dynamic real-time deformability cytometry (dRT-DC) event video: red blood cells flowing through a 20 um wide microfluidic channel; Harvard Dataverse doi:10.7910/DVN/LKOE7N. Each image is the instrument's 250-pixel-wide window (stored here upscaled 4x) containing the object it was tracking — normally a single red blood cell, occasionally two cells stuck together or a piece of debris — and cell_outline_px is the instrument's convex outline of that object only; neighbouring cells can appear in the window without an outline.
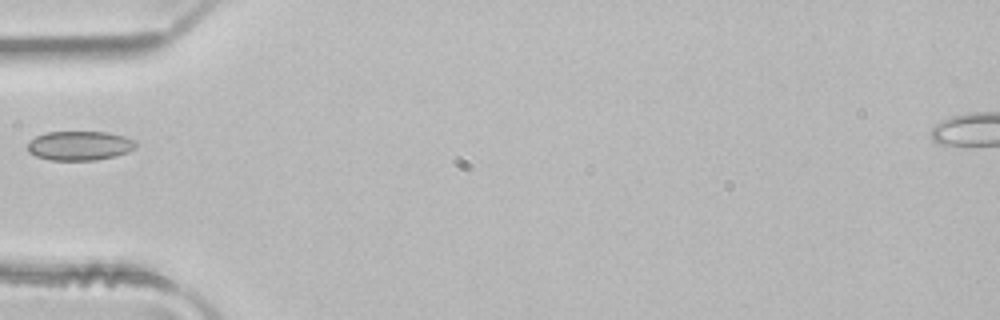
{"species": "common noctule bat (a hibernating species)", "species_latin": "Nyctalus noctula", "temperature_condition": "room temperature", "stored_images_in_passage": 4, "camera_frame_rate_fps": 3000, "um_per_image_px": 0.085, "animal": {"sex": "male", "body_mass_g": 21.5, "forearm_length_mm": 52.0}, "frame": {"image": 1, "passage_image": 4, "time_ms": 1.0, "image_size_px": [1000, 320], "cell_outline_px": [[136, 148], [128, 152], [116, 156], [96, 160], [52, 160], [36, 156], [28, 152], [28, 144], [36, 136], [48, 132], [108, 132], [124, 136], [136, 140]], "centroid_in_image_um": [6.81, 12.38], "position_along_channel_um": 78.2, "area_um2": 18.5}}